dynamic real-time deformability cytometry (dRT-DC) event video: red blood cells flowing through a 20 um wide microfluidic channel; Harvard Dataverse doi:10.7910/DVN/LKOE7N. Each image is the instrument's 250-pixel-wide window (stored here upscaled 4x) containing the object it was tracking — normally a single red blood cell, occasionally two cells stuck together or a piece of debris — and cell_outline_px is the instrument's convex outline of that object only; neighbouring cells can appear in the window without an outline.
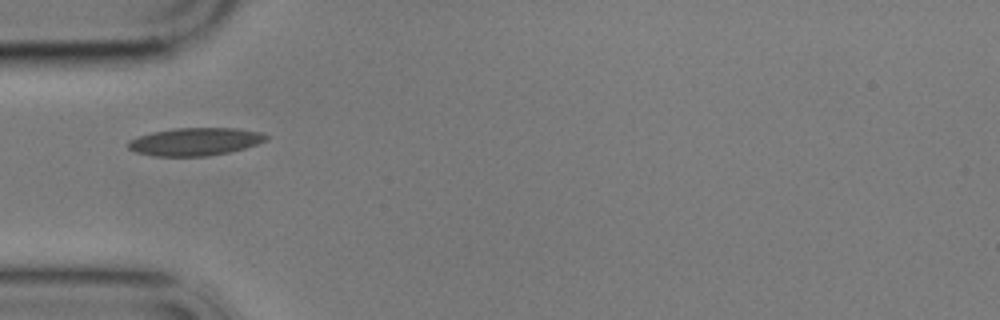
{"species": "common noctule bat (a hibernating species)", "species_latin": "Nyctalus noctula", "temperature_condition": "cold", "stored_images_in_passage": 6, "camera_frame_rate_fps": 3000, "um_per_image_px": 0.085, "animal": {"sex": "male", "body_mass_g": 17.9}, "frame": {"image": 1, "passage_image": 5, "time_ms": 4.667, "image_size_px": [1000, 320], "cell_outline_px": [[268, 140], [244, 148], [228, 152], [208, 156], [152, 156], [136, 152], [128, 148], [128, 140], [152, 132], [176, 128], [236, 128], [260, 132], [268, 136]], "centroid_in_image_um": [16.58, 12.04], "position_along_channel_um": 68.4, "area_um2": 22.25}}
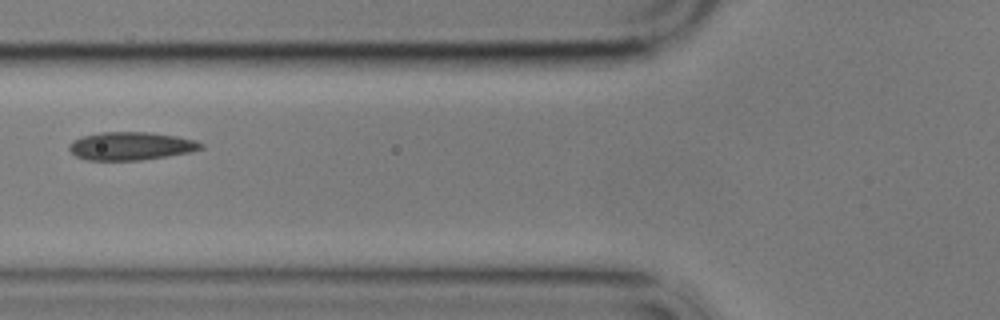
{"frame": {"image": 2, "passage_image": 6, "time_ms": 6.0, "image_size_px": [1000, 320], "cell_outline_px": [[204, 148], [192, 152], [140, 160], [88, 160], [76, 156], [68, 148], [68, 144], [72, 140], [80, 136], [100, 132], [148, 132], [176, 136], [196, 140], [204, 144]], "centroid_in_image_um": [11.12, 12.4], "position_along_channel_um": 114.7, "area_um2": 21.73}}